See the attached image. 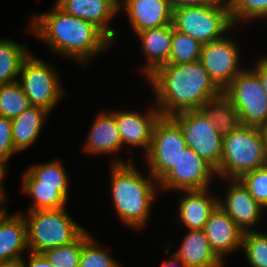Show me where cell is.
<instances>
[{"label":"cell","instance_id":"24","mask_svg":"<svg viewBox=\"0 0 267 267\" xmlns=\"http://www.w3.org/2000/svg\"><path fill=\"white\" fill-rule=\"evenodd\" d=\"M200 110L214 123L222 138L241 125L238 110L223 92L219 96L207 100Z\"/></svg>","mask_w":267,"mask_h":267},{"label":"cell","instance_id":"15","mask_svg":"<svg viewBox=\"0 0 267 267\" xmlns=\"http://www.w3.org/2000/svg\"><path fill=\"white\" fill-rule=\"evenodd\" d=\"M204 232L215 254L224 261V255L241 248L243 231L218 205L208 218Z\"/></svg>","mask_w":267,"mask_h":267},{"label":"cell","instance_id":"28","mask_svg":"<svg viewBox=\"0 0 267 267\" xmlns=\"http://www.w3.org/2000/svg\"><path fill=\"white\" fill-rule=\"evenodd\" d=\"M31 106L20 83L0 85V116L14 119Z\"/></svg>","mask_w":267,"mask_h":267},{"label":"cell","instance_id":"43","mask_svg":"<svg viewBox=\"0 0 267 267\" xmlns=\"http://www.w3.org/2000/svg\"><path fill=\"white\" fill-rule=\"evenodd\" d=\"M108 3H110L118 12H120V9L123 8L126 0H106Z\"/></svg>","mask_w":267,"mask_h":267},{"label":"cell","instance_id":"27","mask_svg":"<svg viewBox=\"0 0 267 267\" xmlns=\"http://www.w3.org/2000/svg\"><path fill=\"white\" fill-rule=\"evenodd\" d=\"M26 171L38 181V186L57 187L68 199L69 178L60 161L32 165Z\"/></svg>","mask_w":267,"mask_h":267},{"label":"cell","instance_id":"19","mask_svg":"<svg viewBox=\"0 0 267 267\" xmlns=\"http://www.w3.org/2000/svg\"><path fill=\"white\" fill-rule=\"evenodd\" d=\"M209 189L182 191L185 196L179 198L177 218L188 230H203L209 216L218 206L219 198L209 193Z\"/></svg>","mask_w":267,"mask_h":267},{"label":"cell","instance_id":"40","mask_svg":"<svg viewBox=\"0 0 267 267\" xmlns=\"http://www.w3.org/2000/svg\"><path fill=\"white\" fill-rule=\"evenodd\" d=\"M173 257L171 260H163L161 267H188L180 259H178L174 254L170 255Z\"/></svg>","mask_w":267,"mask_h":267},{"label":"cell","instance_id":"44","mask_svg":"<svg viewBox=\"0 0 267 267\" xmlns=\"http://www.w3.org/2000/svg\"><path fill=\"white\" fill-rule=\"evenodd\" d=\"M4 206L3 204H0V212L5 208V207H2Z\"/></svg>","mask_w":267,"mask_h":267},{"label":"cell","instance_id":"34","mask_svg":"<svg viewBox=\"0 0 267 267\" xmlns=\"http://www.w3.org/2000/svg\"><path fill=\"white\" fill-rule=\"evenodd\" d=\"M239 180L252 197L264 208H267V165L243 174Z\"/></svg>","mask_w":267,"mask_h":267},{"label":"cell","instance_id":"6","mask_svg":"<svg viewBox=\"0 0 267 267\" xmlns=\"http://www.w3.org/2000/svg\"><path fill=\"white\" fill-rule=\"evenodd\" d=\"M172 25L174 29L191 36L202 45L223 38L229 29L234 28L226 0L219 5L174 9Z\"/></svg>","mask_w":267,"mask_h":267},{"label":"cell","instance_id":"2","mask_svg":"<svg viewBox=\"0 0 267 267\" xmlns=\"http://www.w3.org/2000/svg\"><path fill=\"white\" fill-rule=\"evenodd\" d=\"M32 18L27 27L30 33L52 51L83 65L113 44L94 24L65 13L56 4L51 11Z\"/></svg>","mask_w":267,"mask_h":267},{"label":"cell","instance_id":"22","mask_svg":"<svg viewBox=\"0 0 267 267\" xmlns=\"http://www.w3.org/2000/svg\"><path fill=\"white\" fill-rule=\"evenodd\" d=\"M172 254L188 267H222L224 264L212 250L204 230H188L179 250Z\"/></svg>","mask_w":267,"mask_h":267},{"label":"cell","instance_id":"33","mask_svg":"<svg viewBox=\"0 0 267 267\" xmlns=\"http://www.w3.org/2000/svg\"><path fill=\"white\" fill-rule=\"evenodd\" d=\"M90 236L82 245L78 267H122Z\"/></svg>","mask_w":267,"mask_h":267},{"label":"cell","instance_id":"8","mask_svg":"<svg viewBox=\"0 0 267 267\" xmlns=\"http://www.w3.org/2000/svg\"><path fill=\"white\" fill-rule=\"evenodd\" d=\"M187 148L184 134L172 117L156 121L149 151L145 155L150 174L159 182L173 168Z\"/></svg>","mask_w":267,"mask_h":267},{"label":"cell","instance_id":"7","mask_svg":"<svg viewBox=\"0 0 267 267\" xmlns=\"http://www.w3.org/2000/svg\"><path fill=\"white\" fill-rule=\"evenodd\" d=\"M222 92L238 110L241 125L260 127L267 123V95L252 68L243 69Z\"/></svg>","mask_w":267,"mask_h":267},{"label":"cell","instance_id":"17","mask_svg":"<svg viewBox=\"0 0 267 267\" xmlns=\"http://www.w3.org/2000/svg\"><path fill=\"white\" fill-rule=\"evenodd\" d=\"M55 4L65 13L94 24L114 43L117 35L108 22L118 11L106 0H57Z\"/></svg>","mask_w":267,"mask_h":267},{"label":"cell","instance_id":"13","mask_svg":"<svg viewBox=\"0 0 267 267\" xmlns=\"http://www.w3.org/2000/svg\"><path fill=\"white\" fill-rule=\"evenodd\" d=\"M225 199H218V205L230 216L243 231H255L264 208L252 197L239 179H230ZM253 227V228H252Z\"/></svg>","mask_w":267,"mask_h":267},{"label":"cell","instance_id":"23","mask_svg":"<svg viewBox=\"0 0 267 267\" xmlns=\"http://www.w3.org/2000/svg\"><path fill=\"white\" fill-rule=\"evenodd\" d=\"M50 112L38 106H30L11 120L13 145L18 152L34 144Z\"/></svg>","mask_w":267,"mask_h":267},{"label":"cell","instance_id":"37","mask_svg":"<svg viewBox=\"0 0 267 267\" xmlns=\"http://www.w3.org/2000/svg\"><path fill=\"white\" fill-rule=\"evenodd\" d=\"M29 261L26 262L24 258L23 267H55L51 264L42 253H32L29 252Z\"/></svg>","mask_w":267,"mask_h":267},{"label":"cell","instance_id":"11","mask_svg":"<svg viewBox=\"0 0 267 267\" xmlns=\"http://www.w3.org/2000/svg\"><path fill=\"white\" fill-rule=\"evenodd\" d=\"M230 36L204 44L200 62L214 84L223 91L243 70L240 68V49Z\"/></svg>","mask_w":267,"mask_h":267},{"label":"cell","instance_id":"5","mask_svg":"<svg viewBox=\"0 0 267 267\" xmlns=\"http://www.w3.org/2000/svg\"><path fill=\"white\" fill-rule=\"evenodd\" d=\"M24 218L28 249L32 253L70 244L86 230L71 218L65 207L28 211Z\"/></svg>","mask_w":267,"mask_h":267},{"label":"cell","instance_id":"25","mask_svg":"<svg viewBox=\"0 0 267 267\" xmlns=\"http://www.w3.org/2000/svg\"><path fill=\"white\" fill-rule=\"evenodd\" d=\"M30 55L21 43L0 39V85L17 82L22 65Z\"/></svg>","mask_w":267,"mask_h":267},{"label":"cell","instance_id":"9","mask_svg":"<svg viewBox=\"0 0 267 267\" xmlns=\"http://www.w3.org/2000/svg\"><path fill=\"white\" fill-rule=\"evenodd\" d=\"M58 73L49 63L32 54L24 61L18 82L29 98L31 106L51 113L63 95Z\"/></svg>","mask_w":267,"mask_h":267},{"label":"cell","instance_id":"42","mask_svg":"<svg viewBox=\"0 0 267 267\" xmlns=\"http://www.w3.org/2000/svg\"><path fill=\"white\" fill-rule=\"evenodd\" d=\"M259 131L263 140L266 156H267V123L259 127Z\"/></svg>","mask_w":267,"mask_h":267},{"label":"cell","instance_id":"26","mask_svg":"<svg viewBox=\"0 0 267 267\" xmlns=\"http://www.w3.org/2000/svg\"><path fill=\"white\" fill-rule=\"evenodd\" d=\"M22 182L23 192L32 197V205L28 211L65 207L67 198L57 190V187L38 186V181L27 171L23 174Z\"/></svg>","mask_w":267,"mask_h":267},{"label":"cell","instance_id":"10","mask_svg":"<svg viewBox=\"0 0 267 267\" xmlns=\"http://www.w3.org/2000/svg\"><path fill=\"white\" fill-rule=\"evenodd\" d=\"M172 118L181 127L187 147L216 170L222 159L223 138L214 123L200 109L181 112Z\"/></svg>","mask_w":267,"mask_h":267},{"label":"cell","instance_id":"35","mask_svg":"<svg viewBox=\"0 0 267 267\" xmlns=\"http://www.w3.org/2000/svg\"><path fill=\"white\" fill-rule=\"evenodd\" d=\"M17 152L13 145L11 119L0 116V161L6 165L10 157Z\"/></svg>","mask_w":267,"mask_h":267},{"label":"cell","instance_id":"4","mask_svg":"<svg viewBox=\"0 0 267 267\" xmlns=\"http://www.w3.org/2000/svg\"><path fill=\"white\" fill-rule=\"evenodd\" d=\"M267 165L259 127L240 125L223 137L222 159L215 170L224 179H239L243 174Z\"/></svg>","mask_w":267,"mask_h":267},{"label":"cell","instance_id":"14","mask_svg":"<svg viewBox=\"0 0 267 267\" xmlns=\"http://www.w3.org/2000/svg\"><path fill=\"white\" fill-rule=\"evenodd\" d=\"M160 116L156 106L143 114L136 111H115L116 123L122 144L144 147L145 154H147L152 141L154 125Z\"/></svg>","mask_w":267,"mask_h":267},{"label":"cell","instance_id":"36","mask_svg":"<svg viewBox=\"0 0 267 267\" xmlns=\"http://www.w3.org/2000/svg\"><path fill=\"white\" fill-rule=\"evenodd\" d=\"M172 9H177L186 6H206V5H219L225 0H169Z\"/></svg>","mask_w":267,"mask_h":267},{"label":"cell","instance_id":"41","mask_svg":"<svg viewBox=\"0 0 267 267\" xmlns=\"http://www.w3.org/2000/svg\"><path fill=\"white\" fill-rule=\"evenodd\" d=\"M0 267H23L22 259H13L0 262Z\"/></svg>","mask_w":267,"mask_h":267},{"label":"cell","instance_id":"20","mask_svg":"<svg viewBox=\"0 0 267 267\" xmlns=\"http://www.w3.org/2000/svg\"><path fill=\"white\" fill-rule=\"evenodd\" d=\"M84 145V151L97 155H112L122 149L124 145L117 127L114 110L110 113L101 111L96 115Z\"/></svg>","mask_w":267,"mask_h":267},{"label":"cell","instance_id":"32","mask_svg":"<svg viewBox=\"0 0 267 267\" xmlns=\"http://www.w3.org/2000/svg\"><path fill=\"white\" fill-rule=\"evenodd\" d=\"M231 21L234 26L239 22L267 17V0H227Z\"/></svg>","mask_w":267,"mask_h":267},{"label":"cell","instance_id":"1","mask_svg":"<svg viewBox=\"0 0 267 267\" xmlns=\"http://www.w3.org/2000/svg\"><path fill=\"white\" fill-rule=\"evenodd\" d=\"M161 116L198 110L222 91L214 84L202 63L165 64L148 77Z\"/></svg>","mask_w":267,"mask_h":267},{"label":"cell","instance_id":"39","mask_svg":"<svg viewBox=\"0 0 267 267\" xmlns=\"http://www.w3.org/2000/svg\"><path fill=\"white\" fill-rule=\"evenodd\" d=\"M6 165H4L1 161H0V204H3L5 202V200L7 199L6 194H5V188H3L4 183H3V178L6 175Z\"/></svg>","mask_w":267,"mask_h":267},{"label":"cell","instance_id":"21","mask_svg":"<svg viewBox=\"0 0 267 267\" xmlns=\"http://www.w3.org/2000/svg\"><path fill=\"white\" fill-rule=\"evenodd\" d=\"M27 244V225L24 215L16 212L8 215L5 208L0 212V262L22 259Z\"/></svg>","mask_w":267,"mask_h":267},{"label":"cell","instance_id":"29","mask_svg":"<svg viewBox=\"0 0 267 267\" xmlns=\"http://www.w3.org/2000/svg\"><path fill=\"white\" fill-rule=\"evenodd\" d=\"M202 44L173 28L172 47L167 64H186L200 61Z\"/></svg>","mask_w":267,"mask_h":267},{"label":"cell","instance_id":"18","mask_svg":"<svg viewBox=\"0 0 267 267\" xmlns=\"http://www.w3.org/2000/svg\"><path fill=\"white\" fill-rule=\"evenodd\" d=\"M173 28V25L169 24L137 33V36L141 39V52L144 53L146 59V64L142 69L146 78L169 62Z\"/></svg>","mask_w":267,"mask_h":267},{"label":"cell","instance_id":"16","mask_svg":"<svg viewBox=\"0 0 267 267\" xmlns=\"http://www.w3.org/2000/svg\"><path fill=\"white\" fill-rule=\"evenodd\" d=\"M123 8L136 34L172 24L173 9L169 0H126Z\"/></svg>","mask_w":267,"mask_h":267},{"label":"cell","instance_id":"31","mask_svg":"<svg viewBox=\"0 0 267 267\" xmlns=\"http://www.w3.org/2000/svg\"><path fill=\"white\" fill-rule=\"evenodd\" d=\"M241 248L251 267H267V233L257 230L243 232Z\"/></svg>","mask_w":267,"mask_h":267},{"label":"cell","instance_id":"38","mask_svg":"<svg viewBox=\"0 0 267 267\" xmlns=\"http://www.w3.org/2000/svg\"><path fill=\"white\" fill-rule=\"evenodd\" d=\"M253 70L257 73L260 78L263 89L267 95V57L259 58L255 63V68Z\"/></svg>","mask_w":267,"mask_h":267},{"label":"cell","instance_id":"3","mask_svg":"<svg viewBox=\"0 0 267 267\" xmlns=\"http://www.w3.org/2000/svg\"><path fill=\"white\" fill-rule=\"evenodd\" d=\"M111 165V199L116 214L124 225L139 230L150 217L158 181L150 173L143 176L130 160L125 163L116 158Z\"/></svg>","mask_w":267,"mask_h":267},{"label":"cell","instance_id":"12","mask_svg":"<svg viewBox=\"0 0 267 267\" xmlns=\"http://www.w3.org/2000/svg\"><path fill=\"white\" fill-rule=\"evenodd\" d=\"M215 169L191 148H186L178 163L158 182L162 190H203L210 188Z\"/></svg>","mask_w":267,"mask_h":267},{"label":"cell","instance_id":"30","mask_svg":"<svg viewBox=\"0 0 267 267\" xmlns=\"http://www.w3.org/2000/svg\"><path fill=\"white\" fill-rule=\"evenodd\" d=\"M90 236L88 230H85L72 243L47 249L42 254L55 267H78L82 245Z\"/></svg>","mask_w":267,"mask_h":267}]
</instances>
